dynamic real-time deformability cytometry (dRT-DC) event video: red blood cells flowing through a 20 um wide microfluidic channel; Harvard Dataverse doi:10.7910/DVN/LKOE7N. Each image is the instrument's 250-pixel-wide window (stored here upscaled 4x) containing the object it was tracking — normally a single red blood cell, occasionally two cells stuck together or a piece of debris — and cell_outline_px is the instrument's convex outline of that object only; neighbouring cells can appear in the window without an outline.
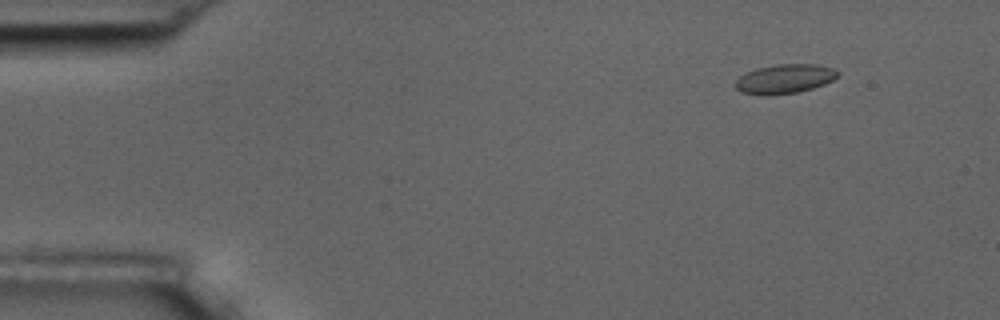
{"species": "common noctule bat (a hibernating species)", "species_latin": "Nyctalus noctula", "temperature_condition": "room temperature", "stored_images_in_passage": 5, "camera_frame_rate_fps": 3000, "um_per_image_px": 0.085, "animal": {"sex": "male", "body_mass_g": 17.5, "forearm_length_mm": 52.3}, "frame": {"image": 1, "passage_image": 1, "time_ms": 0.0, "image_size_px": [1000, 320], "cell_outline_px": [[840, 72], [832, 80], [824, 84], [812, 88], [796, 92], [764, 96], [760, 96], [740, 92], [736, 88], [736, 80], [740, 76], [756, 68], [776, 64], [816, 64], [832, 68]], "centroid_in_image_um": [66.67, 6.71], "position_along_channel_um": 18.3, "area_um2": 17.4}}
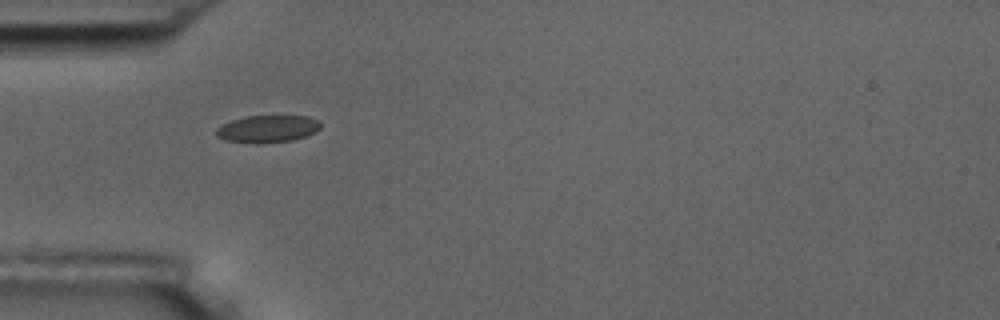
{"frame": {"image": 2, "passage_image": 4, "time_ms": 3.667, "image_size_px": [1000, 320], "cell_outline_px": [[320, 128], [316, 132], [292, 140], [260, 144], [228, 140], [216, 136], [216, 128], [232, 120], [244, 116], [308, 116], [320, 120]], "centroid_in_image_um": [22.77, 10.95], "position_along_channel_um": 62.2, "area_um2": 16.53}}